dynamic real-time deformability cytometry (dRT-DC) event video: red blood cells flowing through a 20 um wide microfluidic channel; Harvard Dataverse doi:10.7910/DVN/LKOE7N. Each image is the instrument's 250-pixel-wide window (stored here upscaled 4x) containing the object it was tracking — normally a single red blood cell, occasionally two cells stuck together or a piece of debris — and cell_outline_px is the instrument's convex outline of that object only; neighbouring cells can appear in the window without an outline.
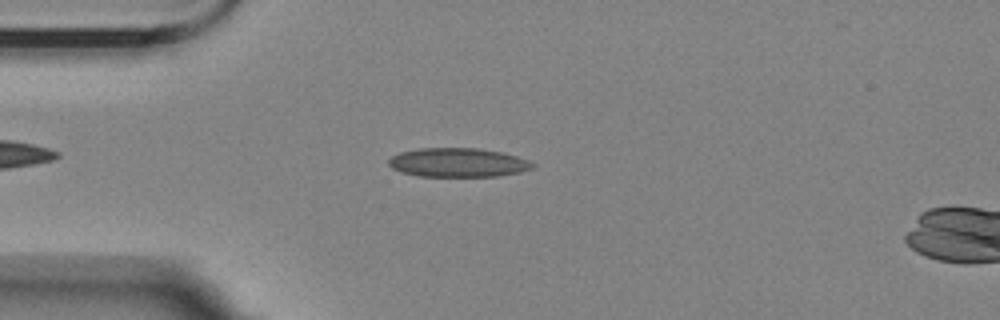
{"species": "Egyptian fruit bat (a non-hibernating species)", "species_latin": "Rousettus aegyptiacus", "temperature_condition": "room temperature", "stored_images_in_passage": 48, "camera_frame_rate_fps": 3000, "um_per_image_px": 0.085, "animal": {"sex": "female"}, "frame": {"image": 1, "passage_image": 7, "time_ms": 2.0, "image_size_px": [1000, 320], "cell_outline_px": [[536, 168], [520, 172], [500, 176], [420, 176], [400, 172], [392, 168], [388, 164], [388, 160], [392, 156], [400, 152], [416, 148], [480, 148], [500, 152], [516, 156], [528, 160], [536, 164]], "centroid_in_image_um": [38.94, 13.81], "position_along_channel_um": 46.1, "area_um2": 24.51}}
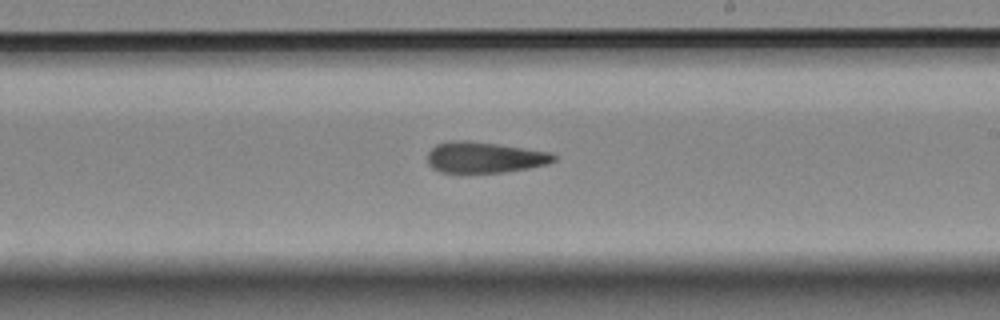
{"frame": {"image": 2, "passage_image": 25, "time_ms": 8.0, "image_size_px": [1000, 320], "cell_outline_px": [[556, 160], [548, 164], [528, 168], [504, 172], [440, 172], [432, 168], [428, 164], [428, 152], [436, 144], [448, 140], [464, 140], [496, 144], [548, 152], [556, 156]], "centroid_in_image_um": [41.14, 13.37], "position_along_channel_um": 247.9, "area_um2": 22.6}}
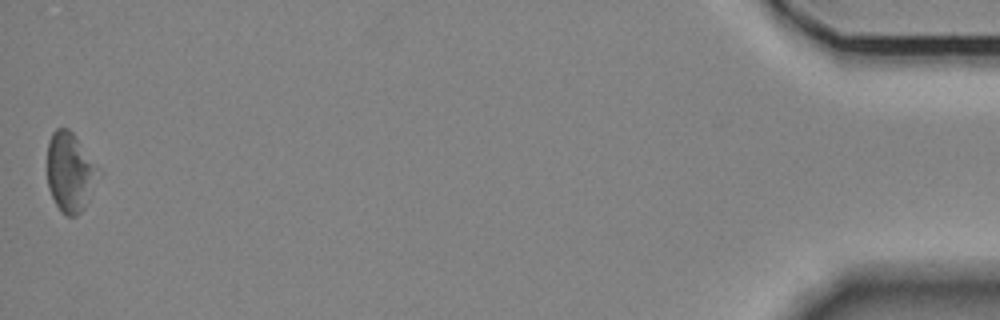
{"frame": {"image": 3, "passage_image": 48, "time_ms": 15.667, "image_size_px": [1000, 320], "cell_outline_px": [[88, 200], [84, 208], [76, 216], [68, 216], [60, 212], [48, 188], [48, 140], [52, 132], [56, 128], [68, 128], [76, 136], [88, 164]], "centroid_in_image_um": [5.73, 14.64], "position_along_channel_um": 429.5, "area_um2": 20.92}, "authors_computed_cell_mechanics": {"area_um2": 23.4957, "velocity_mm_per_s": 3.5827, "shape_relaxation_time_tau1_ms": null, "shape_relaxation_time_tau2_ms": 4.429, "deformation_change_tau1": null, "deformation_change_tau2": 0.1304}}